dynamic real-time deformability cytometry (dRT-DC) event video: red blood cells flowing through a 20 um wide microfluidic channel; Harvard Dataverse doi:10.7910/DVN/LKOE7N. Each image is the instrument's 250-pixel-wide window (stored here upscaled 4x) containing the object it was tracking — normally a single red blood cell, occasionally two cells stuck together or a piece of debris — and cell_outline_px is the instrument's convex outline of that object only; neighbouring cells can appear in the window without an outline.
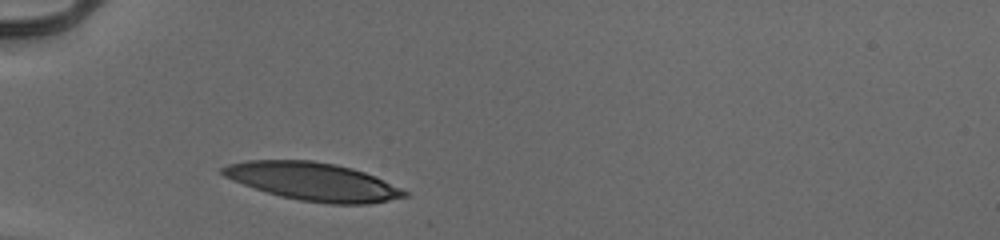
{"species": "human", "species_latin": "Homo sapiens", "temperature_condition": "cold", "stored_images_in_passage": 28, "camera_frame_rate_fps": 3000, "um_per_image_px": 0.085, "donor": {"sex": "male"}, "frame": {"image": 1, "passage_image": 1, "time_ms": 0.0, "image_size_px": [1000, 240], "cell_outline_px": [[408, 196], [368, 204], [328, 204], [300, 200], [280, 196], [232, 180], [224, 176], [220, 172], [220, 168], [228, 164], [248, 160], [312, 160], [352, 168], [364, 172], [400, 188], [408, 192]], "centroid_in_image_um": [26.58, 15.43], "position_along_channel_um": 58.4, "area_um2": 39.82}}
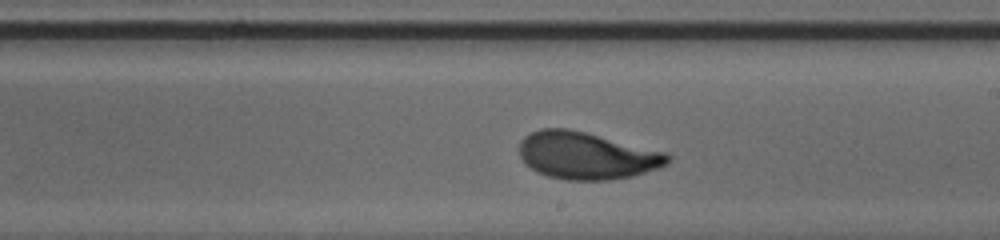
{"frame": {"image": 2, "passage_image": 16, "time_ms": 5.0, "image_size_px": [1000, 240], "cell_outline_px": [[672, 160], [668, 164], [632, 176], [608, 180], [564, 180], [548, 176], [536, 172], [524, 164], [520, 156], [520, 140], [524, 136], [540, 128], [568, 128], [668, 152], [672, 156]], "centroid_in_image_um": [49.86, 13.22], "position_along_channel_um": 239.1, "area_um2": 41.1}}
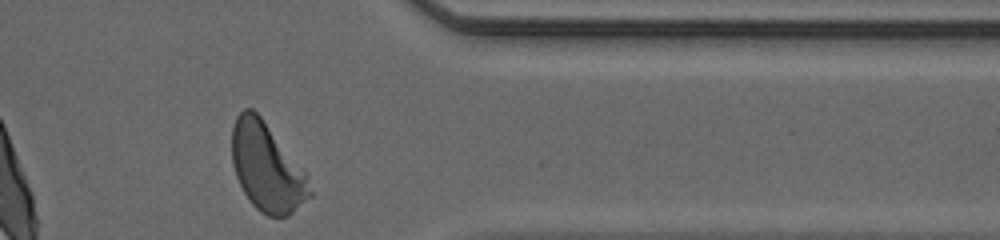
{"frame": {"image": 3, "passage_image": 28, "time_ms": 9.0, "image_size_px": [1000, 240], "cell_outline_px": [[312, 196], [288, 216], [268, 216], [260, 212], [252, 204], [244, 192], [236, 176], [232, 164], [232, 124], [236, 116], [244, 108], [252, 108], [260, 116], [308, 176], [312, 192]], "centroid_in_image_um": [22.67, 14.23], "position_along_channel_um": 388.7, "area_um2": 39.71}, "authors_computed_cell_mechanics": {"area_um2": 40.3444, "velocity_mm_per_s": 3.9328, "shape_relaxation_time_tau1_ms": 3.1025, "shape_relaxation_time_tau2_ms": 1.4436, "deformation_change_tau1": 0.1835, "deformation_change_tau2": 0.0714}}